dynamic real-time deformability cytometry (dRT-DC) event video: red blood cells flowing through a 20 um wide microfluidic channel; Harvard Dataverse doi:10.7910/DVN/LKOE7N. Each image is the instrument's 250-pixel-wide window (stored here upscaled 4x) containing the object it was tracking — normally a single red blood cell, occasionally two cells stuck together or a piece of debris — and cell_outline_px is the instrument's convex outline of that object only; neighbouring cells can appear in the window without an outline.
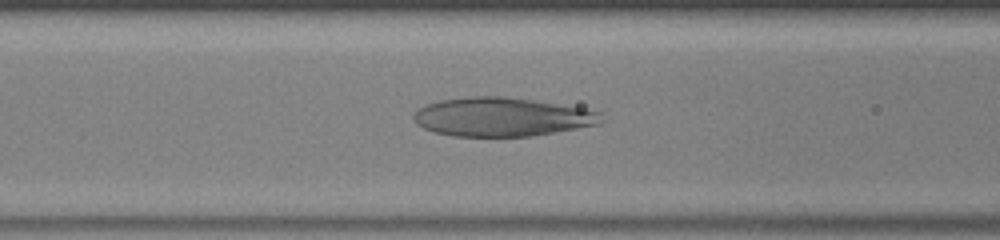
{"species": "human", "species_latin": "Homo sapiens", "temperature_condition": "warm", "stored_images_in_passage": 49, "camera_frame_rate_fps": 3000, "um_per_image_px": 0.085, "donor": {"sex": "male"}, "frame": {"image": 1, "passage_image": 20, "time_ms": 6.333, "image_size_px": [1000, 240], "cell_outline_px": [[604, 120], [600, 124], [532, 136], [452, 136], [436, 132], [424, 128], [416, 124], [412, 120], [412, 112], [428, 104], [440, 100], [468, 96], [504, 96], [532, 100], [604, 112]], "centroid_in_image_um": [42.65, 9.94], "position_along_channel_um": 124.0, "area_um2": 42.48}}
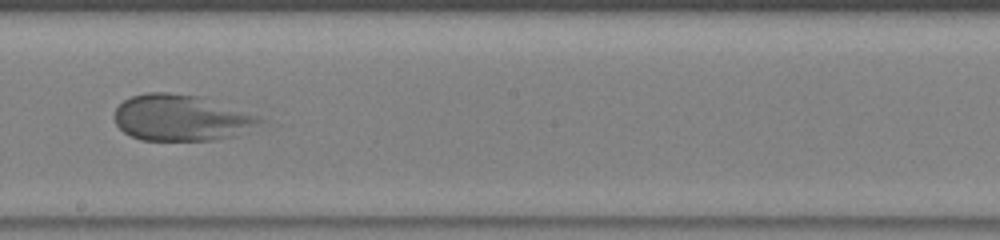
{"frame": {"image": 2, "passage_image": 28, "time_ms": 9.0, "image_size_px": [1000, 240], "cell_outline_px": [[268, 120], [236, 136], [216, 140], [140, 140], [124, 132], [116, 124], [112, 116], [116, 108], [124, 100], [132, 96], [148, 92], [168, 92], [204, 96], [260, 116]], "centroid_in_image_um": [15.44, 10.0], "position_along_channel_um": 232.8, "area_um2": 39.77}}
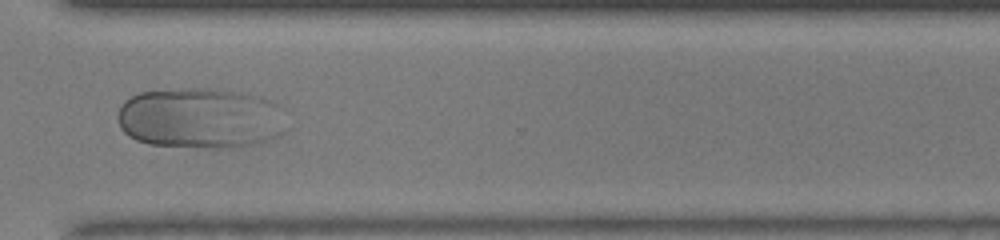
{"frame": {"image": 3, "passage_image": 37, "time_ms": 12.0, "image_size_px": [1000, 240], "cell_outline_px": [[288, 108], [284, 132], [280, 136], [248, 144], [216, 148], [208, 148], [148, 144], [136, 140], [128, 136], [120, 128], [116, 116], [124, 100], [140, 92], [180, 88], [208, 88], [236, 92], [272, 100]], "centroid_in_image_um": [17.06, 10.03], "position_along_channel_um": 353.5, "area_um2": 60.4}}